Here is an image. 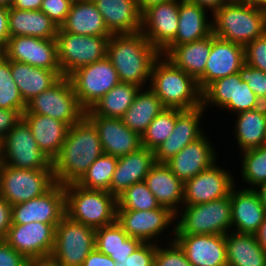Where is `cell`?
<instances>
[{"label":"cell","instance_id":"1","mask_svg":"<svg viewBox=\"0 0 266 266\" xmlns=\"http://www.w3.org/2000/svg\"><path fill=\"white\" fill-rule=\"evenodd\" d=\"M103 154L98 132L84 115L68 128L61 151L52 161L55 183H76L90 165Z\"/></svg>","mask_w":266,"mask_h":266},{"label":"cell","instance_id":"2","mask_svg":"<svg viewBox=\"0 0 266 266\" xmlns=\"http://www.w3.org/2000/svg\"><path fill=\"white\" fill-rule=\"evenodd\" d=\"M161 55L142 32L112 34L107 46V58L117 71L120 82L140 88L149 87L154 63Z\"/></svg>","mask_w":266,"mask_h":266},{"label":"cell","instance_id":"3","mask_svg":"<svg viewBox=\"0 0 266 266\" xmlns=\"http://www.w3.org/2000/svg\"><path fill=\"white\" fill-rule=\"evenodd\" d=\"M149 88L166 108L189 110L202 105L197 80L163 55L154 63Z\"/></svg>","mask_w":266,"mask_h":266},{"label":"cell","instance_id":"4","mask_svg":"<svg viewBox=\"0 0 266 266\" xmlns=\"http://www.w3.org/2000/svg\"><path fill=\"white\" fill-rule=\"evenodd\" d=\"M266 32V13L229 0L212 14L214 36L246 46Z\"/></svg>","mask_w":266,"mask_h":266},{"label":"cell","instance_id":"5","mask_svg":"<svg viewBox=\"0 0 266 266\" xmlns=\"http://www.w3.org/2000/svg\"><path fill=\"white\" fill-rule=\"evenodd\" d=\"M66 216L92 228L116 221L117 198L107 191L91 190L76 183L64 185Z\"/></svg>","mask_w":266,"mask_h":266},{"label":"cell","instance_id":"6","mask_svg":"<svg viewBox=\"0 0 266 266\" xmlns=\"http://www.w3.org/2000/svg\"><path fill=\"white\" fill-rule=\"evenodd\" d=\"M232 231L230 195L207 203L182 206L175 235H226Z\"/></svg>","mask_w":266,"mask_h":266},{"label":"cell","instance_id":"7","mask_svg":"<svg viewBox=\"0 0 266 266\" xmlns=\"http://www.w3.org/2000/svg\"><path fill=\"white\" fill-rule=\"evenodd\" d=\"M202 106L206 111L217 107L218 112L228 111L234 116L260 108L263 103L247 82L241 80L239 73H235L211 82L202 91Z\"/></svg>","mask_w":266,"mask_h":266},{"label":"cell","instance_id":"8","mask_svg":"<svg viewBox=\"0 0 266 266\" xmlns=\"http://www.w3.org/2000/svg\"><path fill=\"white\" fill-rule=\"evenodd\" d=\"M110 37L77 35L59 27L56 42L62 75L68 77L76 69L106 58Z\"/></svg>","mask_w":266,"mask_h":266},{"label":"cell","instance_id":"9","mask_svg":"<svg viewBox=\"0 0 266 266\" xmlns=\"http://www.w3.org/2000/svg\"><path fill=\"white\" fill-rule=\"evenodd\" d=\"M23 114L46 115L70 127L85 115V110L77 100L70 79L62 76L54 85L30 100Z\"/></svg>","mask_w":266,"mask_h":266},{"label":"cell","instance_id":"10","mask_svg":"<svg viewBox=\"0 0 266 266\" xmlns=\"http://www.w3.org/2000/svg\"><path fill=\"white\" fill-rule=\"evenodd\" d=\"M54 184L53 169H20L0 164V198L11 206L43 195Z\"/></svg>","mask_w":266,"mask_h":266},{"label":"cell","instance_id":"11","mask_svg":"<svg viewBox=\"0 0 266 266\" xmlns=\"http://www.w3.org/2000/svg\"><path fill=\"white\" fill-rule=\"evenodd\" d=\"M116 222L129 237L142 242L159 244L163 240L162 236L168 242L175 237L176 214L162 206L147 211H116Z\"/></svg>","mask_w":266,"mask_h":266},{"label":"cell","instance_id":"12","mask_svg":"<svg viewBox=\"0 0 266 266\" xmlns=\"http://www.w3.org/2000/svg\"><path fill=\"white\" fill-rule=\"evenodd\" d=\"M1 164L20 169H53L52 161L39 149L22 118L1 140Z\"/></svg>","mask_w":266,"mask_h":266},{"label":"cell","instance_id":"13","mask_svg":"<svg viewBox=\"0 0 266 266\" xmlns=\"http://www.w3.org/2000/svg\"><path fill=\"white\" fill-rule=\"evenodd\" d=\"M95 228L64 216L55 230L51 256L64 266H82L85 258L95 249Z\"/></svg>","mask_w":266,"mask_h":266},{"label":"cell","instance_id":"14","mask_svg":"<svg viewBox=\"0 0 266 266\" xmlns=\"http://www.w3.org/2000/svg\"><path fill=\"white\" fill-rule=\"evenodd\" d=\"M68 78L80 106L85 111L120 83L118 73L107 57L76 69Z\"/></svg>","mask_w":266,"mask_h":266},{"label":"cell","instance_id":"15","mask_svg":"<svg viewBox=\"0 0 266 266\" xmlns=\"http://www.w3.org/2000/svg\"><path fill=\"white\" fill-rule=\"evenodd\" d=\"M225 168L227 167L220 166V162L217 161L208 169L187 180L184 183L183 206L207 203L229 196L232 188L238 185L236 180L240 177L235 176L231 167Z\"/></svg>","mask_w":266,"mask_h":266},{"label":"cell","instance_id":"16","mask_svg":"<svg viewBox=\"0 0 266 266\" xmlns=\"http://www.w3.org/2000/svg\"><path fill=\"white\" fill-rule=\"evenodd\" d=\"M65 215L64 185L55 183L43 195L12 205L11 225L40 222L57 226Z\"/></svg>","mask_w":266,"mask_h":266},{"label":"cell","instance_id":"17","mask_svg":"<svg viewBox=\"0 0 266 266\" xmlns=\"http://www.w3.org/2000/svg\"><path fill=\"white\" fill-rule=\"evenodd\" d=\"M1 53L12 61L29 64L33 67L61 71L58 62L56 39H43L31 36L9 37Z\"/></svg>","mask_w":266,"mask_h":266},{"label":"cell","instance_id":"18","mask_svg":"<svg viewBox=\"0 0 266 266\" xmlns=\"http://www.w3.org/2000/svg\"><path fill=\"white\" fill-rule=\"evenodd\" d=\"M206 112L202 105L189 110L176 108V123L173 132L154 151L157 163H166L185 146L207 132L205 128H202Z\"/></svg>","mask_w":266,"mask_h":266},{"label":"cell","instance_id":"19","mask_svg":"<svg viewBox=\"0 0 266 266\" xmlns=\"http://www.w3.org/2000/svg\"><path fill=\"white\" fill-rule=\"evenodd\" d=\"M55 230L56 226L40 222L11 225L3 239L31 261L51 256L55 243Z\"/></svg>","mask_w":266,"mask_h":266},{"label":"cell","instance_id":"20","mask_svg":"<svg viewBox=\"0 0 266 266\" xmlns=\"http://www.w3.org/2000/svg\"><path fill=\"white\" fill-rule=\"evenodd\" d=\"M244 65V46L211 33V52L204 73L197 79L200 90L203 91L214 80L238 73Z\"/></svg>","mask_w":266,"mask_h":266},{"label":"cell","instance_id":"21","mask_svg":"<svg viewBox=\"0 0 266 266\" xmlns=\"http://www.w3.org/2000/svg\"><path fill=\"white\" fill-rule=\"evenodd\" d=\"M179 0H169L149 7L142 13L141 32L162 52L174 39L178 30Z\"/></svg>","mask_w":266,"mask_h":266},{"label":"cell","instance_id":"22","mask_svg":"<svg viewBox=\"0 0 266 266\" xmlns=\"http://www.w3.org/2000/svg\"><path fill=\"white\" fill-rule=\"evenodd\" d=\"M211 138L205 132L196 141L189 143L165 164L183 183L208 169L218 161L220 155Z\"/></svg>","mask_w":266,"mask_h":266},{"label":"cell","instance_id":"23","mask_svg":"<svg viewBox=\"0 0 266 266\" xmlns=\"http://www.w3.org/2000/svg\"><path fill=\"white\" fill-rule=\"evenodd\" d=\"M86 117L98 132L104 154L119 158L142 147L141 136L128 128L122 118Z\"/></svg>","mask_w":266,"mask_h":266},{"label":"cell","instance_id":"24","mask_svg":"<svg viewBox=\"0 0 266 266\" xmlns=\"http://www.w3.org/2000/svg\"><path fill=\"white\" fill-rule=\"evenodd\" d=\"M242 186L236 184L230 192L232 232L254 235L265 219L266 211L257 192Z\"/></svg>","mask_w":266,"mask_h":266},{"label":"cell","instance_id":"25","mask_svg":"<svg viewBox=\"0 0 266 266\" xmlns=\"http://www.w3.org/2000/svg\"><path fill=\"white\" fill-rule=\"evenodd\" d=\"M193 266H227L225 235H175Z\"/></svg>","mask_w":266,"mask_h":266},{"label":"cell","instance_id":"26","mask_svg":"<svg viewBox=\"0 0 266 266\" xmlns=\"http://www.w3.org/2000/svg\"><path fill=\"white\" fill-rule=\"evenodd\" d=\"M156 163L154 151L146 147L118 158L109 193L116 198L131 185L144 181Z\"/></svg>","mask_w":266,"mask_h":266},{"label":"cell","instance_id":"27","mask_svg":"<svg viewBox=\"0 0 266 266\" xmlns=\"http://www.w3.org/2000/svg\"><path fill=\"white\" fill-rule=\"evenodd\" d=\"M112 34L141 32L142 13L136 0H92Z\"/></svg>","mask_w":266,"mask_h":266},{"label":"cell","instance_id":"28","mask_svg":"<svg viewBox=\"0 0 266 266\" xmlns=\"http://www.w3.org/2000/svg\"><path fill=\"white\" fill-rule=\"evenodd\" d=\"M160 206L177 213L183 206L184 183L179 180L165 163H155L144 179Z\"/></svg>","mask_w":266,"mask_h":266},{"label":"cell","instance_id":"29","mask_svg":"<svg viewBox=\"0 0 266 266\" xmlns=\"http://www.w3.org/2000/svg\"><path fill=\"white\" fill-rule=\"evenodd\" d=\"M39 149L53 161L60 153L69 126L61 120L39 114H22Z\"/></svg>","mask_w":266,"mask_h":266},{"label":"cell","instance_id":"30","mask_svg":"<svg viewBox=\"0 0 266 266\" xmlns=\"http://www.w3.org/2000/svg\"><path fill=\"white\" fill-rule=\"evenodd\" d=\"M178 16V30L169 45L190 43L212 33V14L201 6L187 0H179Z\"/></svg>","mask_w":266,"mask_h":266},{"label":"cell","instance_id":"31","mask_svg":"<svg viewBox=\"0 0 266 266\" xmlns=\"http://www.w3.org/2000/svg\"><path fill=\"white\" fill-rule=\"evenodd\" d=\"M60 28L64 32L77 35L112 36L92 0H73L66 20Z\"/></svg>","mask_w":266,"mask_h":266},{"label":"cell","instance_id":"32","mask_svg":"<svg viewBox=\"0 0 266 266\" xmlns=\"http://www.w3.org/2000/svg\"><path fill=\"white\" fill-rule=\"evenodd\" d=\"M211 52V34L182 45H168L161 54L196 80L204 73Z\"/></svg>","mask_w":266,"mask_h":266},{"label":"cell","instance_id":"33","mask_svg":"<svg viewBox=\"0 0 266 266\" xmlns=\"http://www.w3.org/2000/svg\"><path fill=\"white\" fill-rule=\"evenodd\" d=\"M235 118V119H234ZM233 139L239 153L266 145V114L264 105L233 116Z\"/></svg>","mask_w":266,"mask_h":266},{"label":"cell","instance_id":"34","mask_svg":"<svg viewBox=\"0 0 266 266\" xmlns=\"http://www.w3.org/2000/svg\"><path fill=\"white\" fill-rule=\"evenodd\" d=\"M12 77L27 104L36 95L54 85L63 75L61 71L33 67L29 64L10 60Z\"/></svg>","mask_w":266,"mask_h":266},{"label":"cell","instance_id":"35","mask_svg":"<svg viewBox=\"0 0 266 266\" xmlns=\"http://www.w3.org/2000/svg\"><path fill=\"white\" fill-rule=\"evenodd\" d=\"M9 35L56 39L57 25L41 10L9 8Z\"/></svg>","mask_w":266,"mask_h":266},{"label":"cell","instance_id":"36","mask_svg":"<svg viewBox=\"0 0 266 266\" xmlns=\"http://www.w3.org/2000/svg\"><path fill=\"white\" fill-rule=\"evenodd\" d=\"M225 245L227 266H266V253L255 235L230 231Z\"/></svg>","mask_w":266,"mask_h":266},{"label":"cell","instance_id":"37","mask_svg":"<svg viewBox=\"0 0 266 266\" xmlns=\"http://www.w3.org/2000/svg\"><path fill=\"white\" fill-rule=\"evenodd\" d=\"M165 108L160 98L149 87L140 88L122 120L128 128L141 136Z\"/></svg>","mask_w":266,"mask_h":266},{"label":"cell","instance_id":"38","mask_svg":"<svg viewBox=\"0 0 266 266\" xmlns=\"http://www.w3.org/2000/svg\"><path fill=\"white\" fill-rule=\"evenodd\" d=\"M95 242V248L114 261L125 260L142 243L138 238L129 237L116 221L97 228Z\"/></svg>","mask_w":266,"mask_h":266},{"label":"cell","instance_id":"39","mask_svg":"<svg viewBox=\"0 0 266 266\" xmlns=\"http://www.w3.org/2000/svg\"><path fill=\"white\" fill-rule=\"evenodd\" d=\"M140 87L130 83H118L89 110L85 116L122 118L134 101Z\"/></svg>","mask_w":266,"mask_h":266},{"label":"cell","instance_id":"40","mask_svg":"<svg viewBox=\"0 0 266 266\" xmlns=\"http://www.w3.org/2000/svg\"><path fill=\"white\" fill-rule=\"evenodd\" d=\"M241 162L238 165L242 183L246 189H254L266 182V145L241 152L238 155Z\"/></svg>","mask_w":266,"mask_h":266},{"label":"cell","instance_id":"41","mask_svg":"<svg viewBox=\"0 0 266 266\" xmlns=\"http://www.w3.org/2000/svg\"><path fill=\"white\" fill-rule=\"evenodd\" d=\"M118 158L103 154L98 157L76 182L80 187L109 192Z\"/></svg>","mask_w":266,"mask_h":266},{"label":"cell","instance_id":"42","mask_svg":"<svg viewBox=\"0 0 266 266\" xmlns=\"http://www.w3.org/2000/svg\"><path fill=\"white\" fill-rule=\"evenodd\" d=\"M160 207L146 183L141 181L131 185L117 197L116 211H147Z\"/></svg>","mask_w":266,"mask_h":266},{"label":"cell","instance_id":"43","mask_svg":"<svg viewBox=\"0 0 266 266\" xmlns=\"http://www.w3.org/2000/svg\"><path fill=\"white\" fill-rule=\"evenodd\" d=\"M175 123L176 108H165L141 135V145L155 151L173 132Z\"/></svg>","mask_w":266,"mask_h":266},{"label":"cell","instance_id":"44","mask_svg":"<svg viewBox=\"0 0 266 266\" xmlns=\"http://www.w3.org/2000/svg\"><path fill=\"white\" fill-rule=\"evenodd\" d=\"M0 108L18 110L21 114L26 104L12 77L10 60L0 52Z\"/></svg>","mask_w":266,"mask_h":266},{"label":"cell","instance_id":"45","mask_svg":"<svg viewBox=\"0 0 266 266\" xmlns=\"http://www.w3.org/2000/svg\"><path fill=\"white\" fill-rule=\"evenodd\" d=\"M164 242L156 244L154 266H193L175 240Z\"/></svg>","mask_w":266,"mask_h":266},{"label":"cell","instance_id":"46","mask_svg":"<svg viewBox=\"0 0 266 266\" xmlns=\"http://www.w3.org/2000/svg\"><path fill=\"white\" fill-rule=\"evenodd\" d=\"M245 64L266 73V32L245 47Z\"/></svg>","mask_w":266,"mask_h":266},{"label":"cell","instance_id":"47","mask_svg":"<svg viewBox=\"0 0 266 266\" xmlns=\"http://www.w3.org/2000/svg\"><path fill=\"white\" fill-rule=\"evenodd\" d=\"M239 75L242 81L247 82L251 90L261 100L266 102V73L259 69L245 64L240 70Z\"/></svg>","mask_w":266,"mask_h":266},{"label":"cell","instance_id":"48","mask_svg":"<svg viewBox=\"0 0 266 266\" xmlns=\"http://www.w3.org/2000/svg\"><path fill=\"white\" fill-rule=\"evenodd\" d=\"M156 244L142 242L125 260L115 261V266H154Z\"/></svg>","mask_w":266,"mask_h":266},{"label":"cell","instance_id":"49","mask_svg":"<svg viewBox=\"0 0 266 266\" xmlns=\"http://www.w3.org/2000/svg\"><path fill=\"white\" fill-rule=\"evenodd\" d=\"M73 0H43L40 10L59 28L66 20Z\"/></svg>","mask_w":266,"mask_h":266},{"label":"cell","instance_id":"50","mask_svg":"<svg viewBox=\"0 0 266 266\" xmlns=\"http://www.w3.org/2000/svg\"><path fill=\"white\" fill-rule=\"evenodd\" d=\"M0 266H30V260L0 239Z\"/></svg>","mask_w":266,"mask_h":266},{"label":"cell","instance_id":"51","mask_svg":"<svg viewBox=\"0 0 266 266\" xmlns=\"http://www.w3.org/2000/svg\"><path fill=\"white\" fill-rule=\"evenodd\" d=\"M22 114L18 110L0 108V141L19 122Z\"/></svg>","mask_w":266,"mask_h":266},{"label":"cell","instance_id":"52","mask_svg":"<svg viewBox=\"0 0 266 266\" xmlns=\"http://www.w3.org/2000/svg\"><path fill=\"white\" fill-rule=\"evenodd\" d=\"M12 224V206L0 198V239H3Z\"/></svg>","mask_w":266,"mask_h":266},{"label":"cell","instance_id":"53","mask_svg":"<svg viewBox=\"0 0 266 266\" xmlns=\"http://www.w3.org/2000/svg\"><path fill=\"white\" fill-rule=\"evenodd\" d=\"M116 262L96 248L83 261L82 266H115Z\"/></svg>","mask_w":266,"mask_h":266},{"label":"cell","instance_id":"54","mask_svg":"<svg viewBox=\"0 0 266 266\" xmlns=\"http://www.w3.org/2000/svg\"><path fill=\"white\" fill-rule=\"evenodd\" d=\"M8 8L0 7V52L5 48L9 35Z\"/></svg>","mask_w":266,"mask_h":266},{"label":"cell","instance_id":"55","mask_svg":"<svg viewBox=\"0 0 266 266\" xmlns=\"http://www.w3.org/2000/svg\"><path fill=\"white\" fill-rule=\"evenodd\" d=\"M189 2L195 3L204 9L208 10L213 14L218 10L223 4L227 3L229 0H187Z\"/></svg>","mask_w":266,"mask_h":266},{"label":"cell","instance_id":"56","mask_svg":"<svg viewBox=\"0 0 266 266\" xmlns=\"http://www.w3.org/2000/svg\"><path fill=\"white\" fill-rule=\"evenodd\" d=\"M43 0H15L11 8L19 10H40Z\"/></svg>","mask_w":266,"mask_h":266},{"label":"cell","instance_id":"57","mask_svg":"<svg viewBox=\"0 0 266 266\" xmlns=\"http://www.w3.org/2000/svg\"><path fill=\"white\" fill-rule=\"evenodd\" d=\"M30 266H64L52 256L35 258L30 261Z\"/></svg>","mask_w":266,"mask_h":266},{"label":"cell","instance_id":"58","mask_svg":"<svg viewBox=\"0 0 266 266\" xmlns=\"http://www.w3.org/2000/svg\"><path fill=\"white\" fill-rule=\"evenodd\" d=\"M254 235L262 250L266 253V217Z\"/></svg>","mask_w":266,"mask_h":266},{"label":"cell","instance_id":"59","mask_svg":"<svg viewBox=\"0 0 266 266\" xmlns=\"http://www.w3.org/2000/svg\"><path fill=\"white\" fill-rule=\"evenodd\" d=\"M169 0H136L138 9L141 13L147 10L149 7L153 5H157L162 2H166Z\"/></svg>","mask_w":266,"mask_h":266},{"label":"cell","instance_id":"60","mask_svg":"<svg viewBox=\"0 0 266 266\" xmlns=\"http://www.w3.org/2000/svg\"><path fill=\"white\" fill-rule=\"evenodd\" d=\"M254 190L259 195L262 206L266 211V182L259 184L256 188H254Z\"/></svg>","mask_w":266,"mask_h":266},{"label":"cell","instance_id":"61","mask_svg":"<svg viewBox=\"0 0 266 266\" xmlns=\"http://www.w3.org/2000/svg\"><path fill=\"white\" fill-rule=\"evenodd\" d=\"M234 1L239 4L261 8V0H234Z\"/></svg>","mask_w":266,"mask_h":266},{"label":"cell","instance_id":"62","mask_svg":"<svg viewBox=\"0 0 266 266\" xmlns=\"http://www.w3.org/2000/svg\"><path fill=\"white\" fill-rule=\"evenodd\" d=\"M15 0H0V7L10 8Z\"/></svg>","mask_w":266,"mask_h":266},{"label":"cell","instance_id":"63","mask_svg":"<svg viewBox=\"0 0 266 266\" xmlns=\"http://www.w3.org/2000/svg\"><path fill=\"white\" fill-rule=\"evenodd\" d=\"M261 9L266 13V1L263 3V6L261 7Z\"/></svg>","mask_w":266,"mask_h":266},{"label":"cell","instance_id":"64","mask_svg":"<svg viewBox=\"0 0 266 266\" xmlns=\"http://www.w3.org/2000/svg\"><path fill=\"white\" fill-rule=\"evenodd\" d=\"M0 164H1V141H0Z\"/></svg>","mask_w":266,"mask_h":266},{"label":"cell","instance_id":"65","mask_svg":"<svg viewBox=\"0 0 266 266\" xmlns=\"http://www.w3.org/2000/svg\"><path fill=\"white\" fill-rule=\"evenodd\" d=\"M263 105H264L265 114H266V102H265V103H263Z\"/></svg>","mask_w":266,"mask_h":266},{"label":"cell","instance_id":"66","mask_svg":"<svg viewBox=\"0 0 266 266\" xmlns=\"http://www.w3.org/2000/svg\"><path fill=\"white\" fill-rule=\"evenodd\" d=\"M266 0H261V7L263 6V3L265 2Z\"/></svg>","mask_w":266,"mask_h":266}]
</instances>
